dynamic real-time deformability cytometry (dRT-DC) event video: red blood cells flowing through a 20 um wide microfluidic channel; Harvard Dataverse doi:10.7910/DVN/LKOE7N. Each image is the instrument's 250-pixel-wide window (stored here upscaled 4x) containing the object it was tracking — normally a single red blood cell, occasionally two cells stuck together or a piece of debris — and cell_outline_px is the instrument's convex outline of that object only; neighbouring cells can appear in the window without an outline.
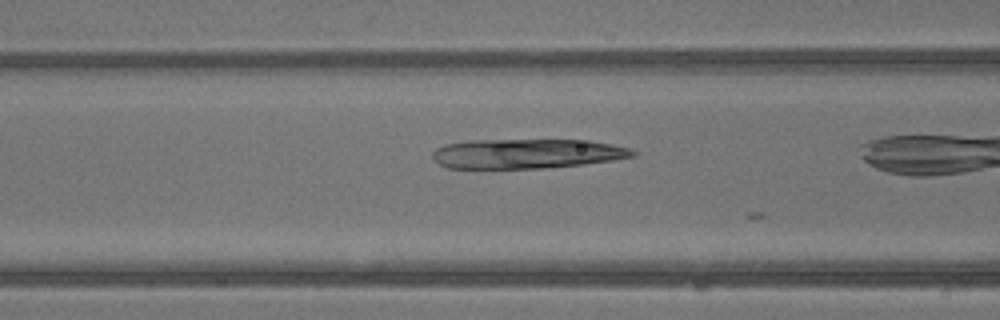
{"species": "common noctule bat (a hibernating species)", "species_latin": "Nyctalus noctula", "temperature_condition": "warm", "stored_images_in_passage": 7, "camera_frame_rate_fps": 3000, "um_per_image_px": 0.085, "animal": {"sex": "male", "body_mass_g": 13.3}, "frame": {"image": 1, "passage_image": 6, "time_ms": 1.667, "image_size_px": [1000, 320], "cell_outline_px": [[636, 156], [612, 160], [584, 164], [540, 168], [448, 168], [432, 160], [432, 152], [436, 148], [444, 144], [468, 140], [588, 140], [612, 144], [632, 148], [636, 152]], "centroid_in_image_um": [44.77, 13.05], "position_along_channel_um": 121.8, "area_um2": 34.74}}